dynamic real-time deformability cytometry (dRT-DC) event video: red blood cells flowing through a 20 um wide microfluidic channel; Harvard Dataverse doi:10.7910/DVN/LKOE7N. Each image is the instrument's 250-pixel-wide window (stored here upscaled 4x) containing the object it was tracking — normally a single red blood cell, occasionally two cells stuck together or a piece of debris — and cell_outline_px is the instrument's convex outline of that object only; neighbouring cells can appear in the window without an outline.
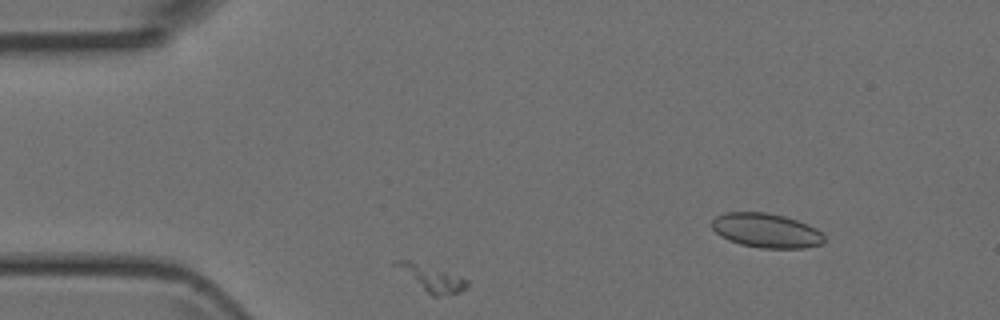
{"species": "Egyptian fruit bat (a non-hibernating species)", "species_latin": "Rousettus aegyptiacus", "temperature_condition": "room temperature", "stored_images_in_passage": 10, "segment_of_instrument_passage": [1, 2], "camera_frame_rate_fps": 3000, "um_per_image_px": 0.085, "animal": {"sex": "female"}, "frame": {"image": 1, "passage_image": 2, "time_ms": 1.333, "image_size_px": [1000, 320], "cell_outline_px": [[468, 288], [460, 292], [440, 296], [432, 296], [392, 264], [392, 260], [412, 260], [460, 276], [468, 280]], "centroid_in_image_um": [36.72, 23.63], "position_along_channel_um": 48.3, "area_um2": 10.69}}
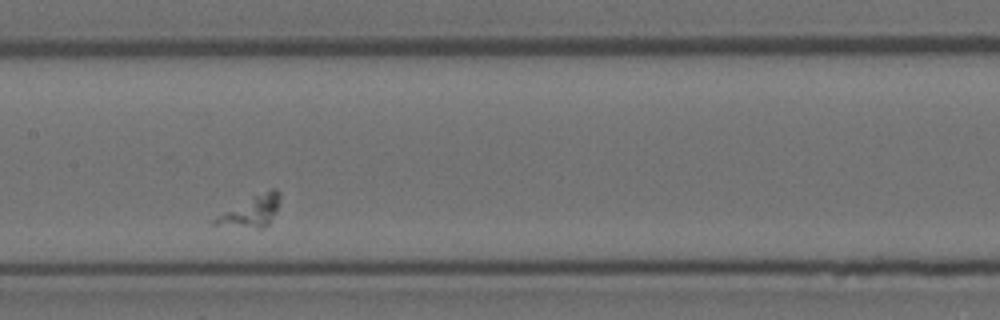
{"frame": {"image": 2, "passage_image": 6, "time_ms": 5.667, "image_size_px": [1000, 320], "cell_outline_px": [[280, 200], [276, 212], [268, 224], [264, 228], [256, 228], [212, 224], [212, 220], [224, 212], [252, 196], [272, 188], [276, 188], [280, 192]], "centroid_in_image_um": [21.42, 17.94], "position_along_channel_um": 186.0, "area_um2": 11.44}}
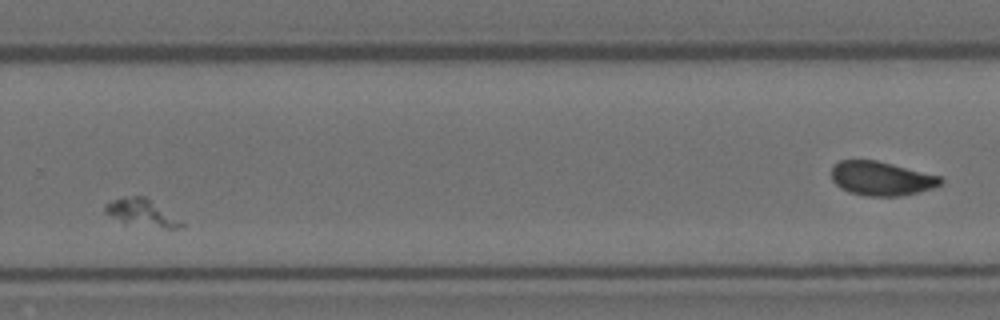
{"frame": {"image": 3, "passage_image": 9, "time_ms": 9.333, "image_size_px": [1000, 320], "cell_outline_px": [[184, 224], [180, 228], [164, 228], [124, 224], [104, 212], [104, 204], [112, 200], [132, 196], [144, 196], [180, 220]], "centroid_in_image_um": [11.99, 18.1], "position_along_channel_um": 317.8, "area_um2": 11.91}}